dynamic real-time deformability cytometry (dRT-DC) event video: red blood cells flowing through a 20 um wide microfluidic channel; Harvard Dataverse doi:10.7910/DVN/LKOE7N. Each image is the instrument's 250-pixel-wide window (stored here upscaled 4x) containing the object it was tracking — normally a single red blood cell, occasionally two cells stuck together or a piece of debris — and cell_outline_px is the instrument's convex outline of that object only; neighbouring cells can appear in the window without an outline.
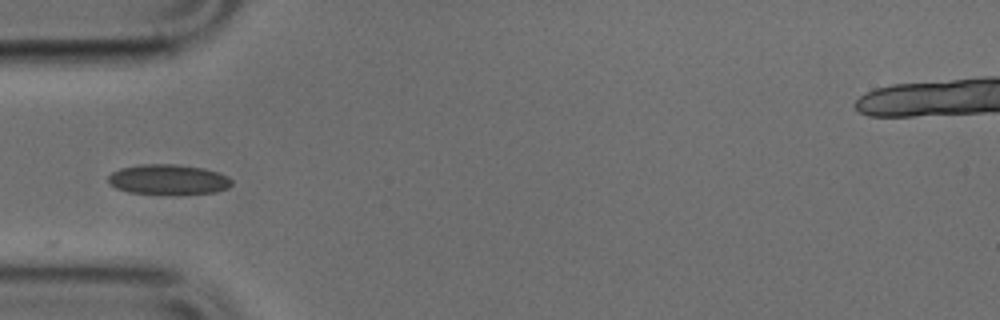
{"species": "common noctule bat (a hibernating species)", "species_latin": "Nyctalus noctula", "temperature_condition": "cold", "stored_images_in_passage": 6, "camera_frame_rate_fps": 3000, "um_per_image_px": 0.085, "animal": {"sex": "male", "body_mass_g": 17.9, "forearm_length_mm": 54.2}, "frame": {"image": 1, "passage_image": 1, "time_ms": 0.0, "image_size_px": [1000, 320], "cell_outline_px": [[232, 184], [228, 188], [216, 192], [128, 192], [116, 188], [108, 184], [108, 176], [112, 172], [120, 168], [140, 164], [176, 164], [204, 168], [228, 176], [232, 180]], "centroid_in_image_um": [14.28, 15.22], "position_along_channel_um": 70.7, "area_um2": 21.1}}